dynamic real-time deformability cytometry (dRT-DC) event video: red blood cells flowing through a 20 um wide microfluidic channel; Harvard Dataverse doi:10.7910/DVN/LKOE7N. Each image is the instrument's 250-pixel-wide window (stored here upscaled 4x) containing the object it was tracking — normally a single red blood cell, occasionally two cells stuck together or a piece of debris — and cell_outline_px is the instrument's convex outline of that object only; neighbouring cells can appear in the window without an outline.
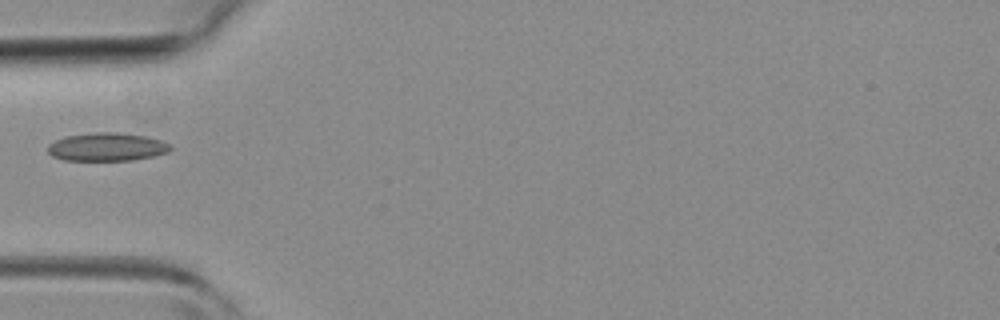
{"species": "common noctule bat (a hibernating species)", "species_latin": "Nyctalus noctula", "temperature_condition": "room temperature", "stored_images_in_passage": 5, "camera_frame_rate_fps": 3000, "um_per_image_px": 0.085, "animal": {"sex": "female", "body_mass_g": 19.3, "forearm_length_mm": 54.1}, "frame": {"image": 1, "passage_image": 5, "time_ms": 4.667, "image_size_px": [1000, 320], "cell_outline_px": [[172, 148], [168, 152], [152, 156], [132, 160], [64, 160], [52, 156], [48, 152], [48, 144], [64, 136], [96, 132], [116, 132], [144, 136], [160, 140], [172, 144]], "centroid_in_image_um": [9.08, 12.48], "position_along_channel_um": 75.9, "area_um2": 20.11}}